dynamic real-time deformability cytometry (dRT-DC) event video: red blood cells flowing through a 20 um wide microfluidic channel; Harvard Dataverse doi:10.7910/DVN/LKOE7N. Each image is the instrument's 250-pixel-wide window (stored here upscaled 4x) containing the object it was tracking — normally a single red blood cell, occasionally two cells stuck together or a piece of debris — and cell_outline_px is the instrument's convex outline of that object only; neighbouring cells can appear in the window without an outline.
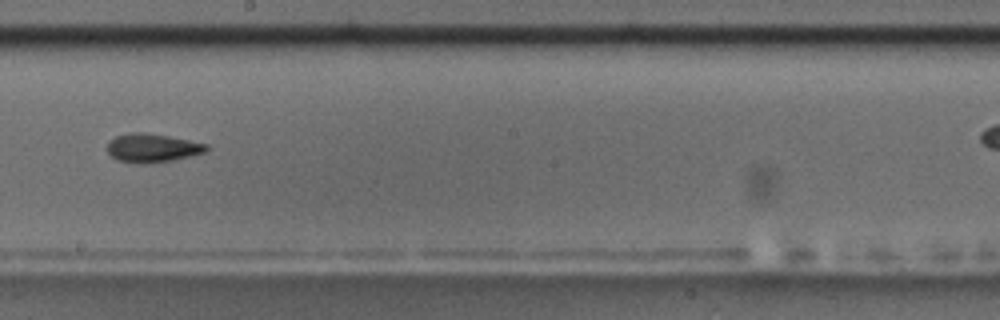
{"species": "common noctule bat (a hibernating species)", "species_latin": "Nyctalus noctula", "temperature_condition": "room temperature", "stored_images_in_passage": 11, "camera_frame_rate_fps": 3000, "um_per_image_px": 0.085, "animal": {"sex": "male", "body_mass_g": 17.5, "forearm_length_mm": 52.3}, "frame": {"image": 1, "passage_image": 10, "time_ms": 3.0, "image_size_px": [1000, 320], "cell_outline_px": [[208, 148], [204, 152], [172, 160], [144, 164], [116, 160], [108, 152], [108, 140], [116, 136], [132, 132], [140, 132], [168, 136], [208, 144]], "centroid_in_image_um": [12.91, 12.57], "position_along_channel_um": 235.3, "area_um2": 16.3}}